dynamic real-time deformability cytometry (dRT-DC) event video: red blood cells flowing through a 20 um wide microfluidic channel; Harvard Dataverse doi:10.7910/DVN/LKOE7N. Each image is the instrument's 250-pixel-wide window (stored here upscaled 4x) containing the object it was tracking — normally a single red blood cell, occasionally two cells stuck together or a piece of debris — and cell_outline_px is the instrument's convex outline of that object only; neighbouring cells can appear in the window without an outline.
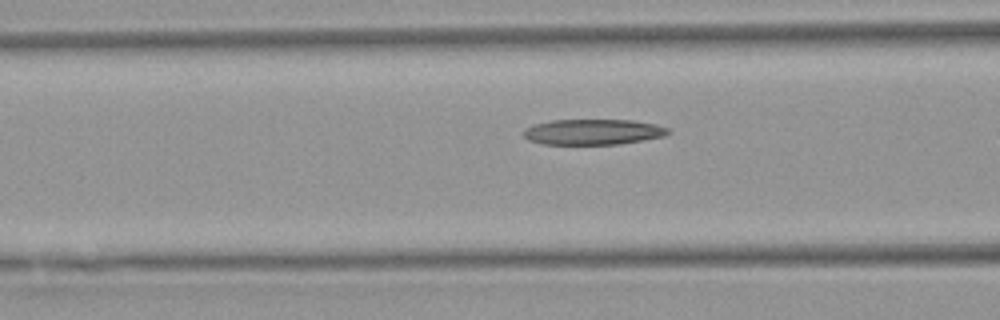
{"species": "Egyptian fruit bat (a non-hibernating species)", "species_latin": "Rousettus aegyptiacus", "temperature_condition": "warm", "stored_images_in_passage": 38, "camera_frame_rate_fps": 3000, "um_per_image_px": 0.085, "animal": {"sex": "female"}, "frame": {"image": 1, "passage_image": 17, "time_ms": 5.333, "image_size_px": [1000, 320], "cell_outline_px": [[672, 132], [664, 136], [644, 140], [620, 144], [540, 144], [528, 140], [524, 136], [524, 128], [536, 124], [552, 120], [632, 120], [656, 124], [668, 128]], "centroid_in_image_um": [50.43, 11.21], "position_along_channel_um": 116.2, "area_um2": 21.62}}
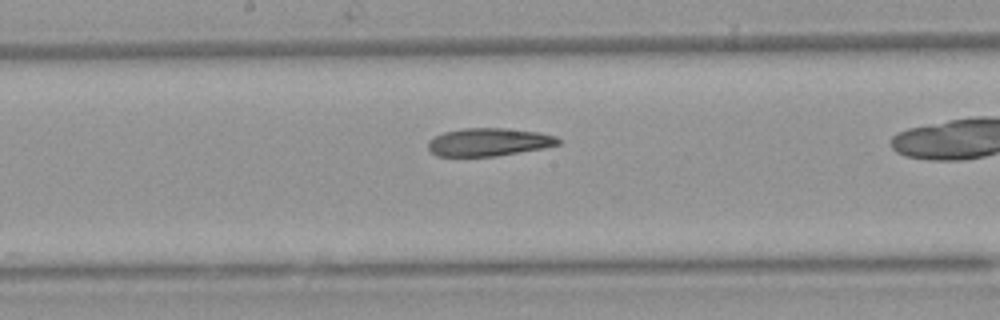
{"frame": {"image": 2, "passage_image": 24, "time_ms": 7.667, "image_size_px": [1000, 320], "cell_outline_px": [[560, 144], [544, 148], [496, 156], [436, 156], [428, 148], [428, 140], [444, 132], [464, 128], [504, 128], [540, 132], [556, 136], [560, 140]], "centroid_in_image_um": [41.56, 12.07], "position_along_channel_um": 206.6, "area_um2": 21.21}}
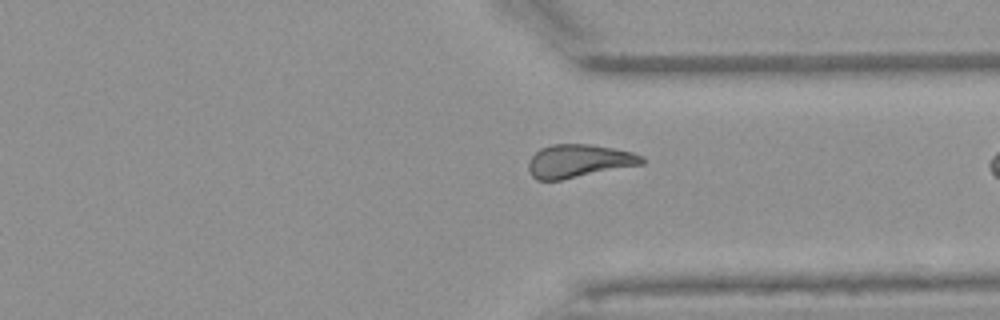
{"frame": {"image": 3, "passage_image": 36, "time_ms": 11.667, "image_size_px": [1000, 320], "cell_outline_px": [[644, 164], [560, 180], [536, 180], [532, 176], [528, 168], [528, 164], [532, 156], [540, 148], [552, 144], [588, 144], [612, 148], [632, 152], [644, 156]], "centroid_in_image_um": [49.2, 13.68], "position_along_channel_um": 362.2, "area_um2": 21.85}}